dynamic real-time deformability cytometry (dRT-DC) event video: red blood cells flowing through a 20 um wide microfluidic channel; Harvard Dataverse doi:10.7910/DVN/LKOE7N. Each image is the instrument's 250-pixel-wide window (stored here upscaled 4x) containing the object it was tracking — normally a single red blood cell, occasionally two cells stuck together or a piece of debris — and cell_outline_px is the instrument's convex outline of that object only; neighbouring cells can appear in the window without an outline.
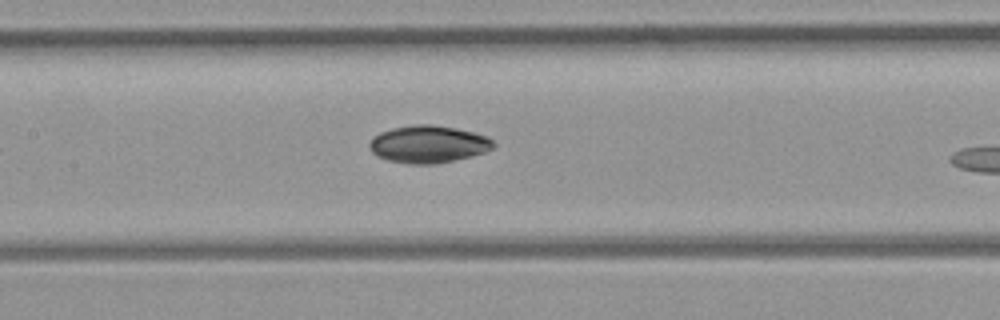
{"species": "common noctule bat (a hibernating species)", "species_latin": "Nyctalus noctula", "temperature_condition": "room temperature", "stored_images_in_passage": 10, "camera_frame_rate_fps": 3000, "um_per_image_px": 0.085, "animal": {"sex": "female", "body_mass_g": 21.9}, "frame": {"image": 1, "passage_image": 9, "time_ms": 10.667, "image_size_px": [1000, 320], "cell_outline_px": [[496, 144], [492, 148], [484, 152], [436, 164], [408, 164], [388, 160], [376, 156], [372, 152], [368, 144], [380, 132], [392, 128], [412, 124], [432, 124], [456, 128], [488, 136]], "centroid_in_image_um": [36.39, 12.25], "position_along_channel_um": 171.0, "area_um2": 26.88}}